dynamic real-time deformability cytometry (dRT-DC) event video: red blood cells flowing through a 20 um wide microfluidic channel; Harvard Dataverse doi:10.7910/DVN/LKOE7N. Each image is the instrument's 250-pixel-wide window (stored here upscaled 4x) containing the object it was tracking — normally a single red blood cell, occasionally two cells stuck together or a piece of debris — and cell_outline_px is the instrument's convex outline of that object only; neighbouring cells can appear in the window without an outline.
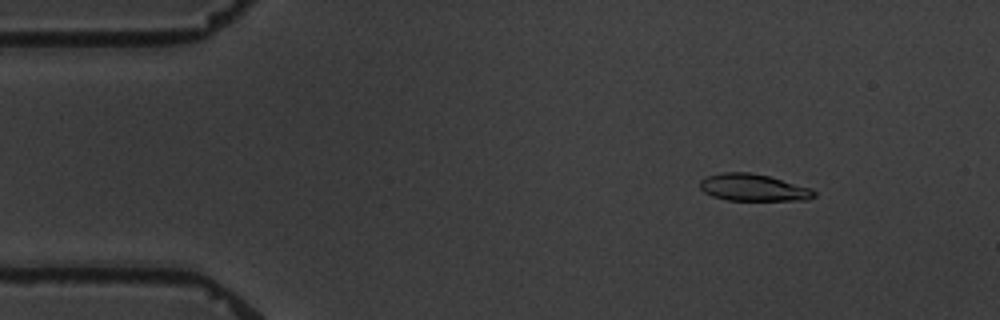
{"species": "common noctule bat (a hibernating species)", "species_latin": "Nyctalus noctula", "temperature_condition": "warm", "stored_images_in_passage": 5, "camera_frame_rate_fps": 3000, "um_per_image_px": 0.085, "animal": {"sex": "male", "body_mass_g": 19.5, "forearm_length_mm": 54.6}, "frame": {"image": 1, "passage_image": 2, "time_ms": 1.0, "image_size_px": [1000, 320], "cell_outline_px": [[816, 196], [808, 200], [728, 200], [712, 196], [704, 192], [700, 188], [700, 180], [708, 176], [724, 172], [748, 172], [768, 176], [812, 188], [816, 192]], "centroid_in_image_um": [64.05, 15.95], "position_along_channel_um": 20.9, "area_um2": 17.92}}
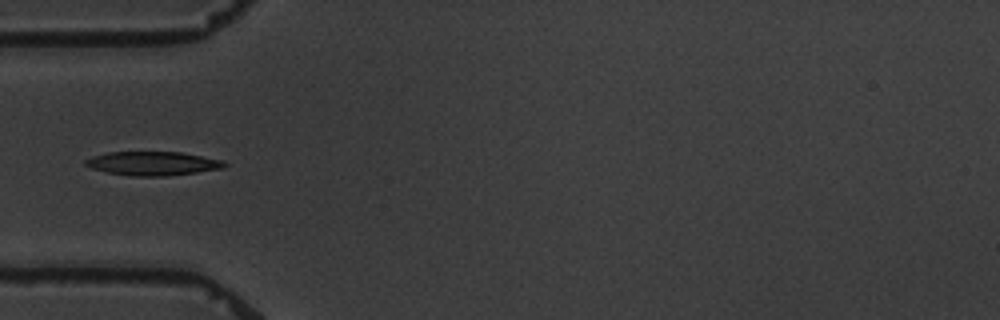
{"frame": {"image": 2, "passage_image": 5, "time_ms": 4.667, "image_size_px": [1000, 320], "cell_outline_px": [[228, 164], [224, 168], [196, 172], [164, 176], [132, 176], [108, 172], [92, 168], [84, 164], [84, 160], [92, 156], [108, 152], [180, 152], [224, 160]], "centroid_in_image_um": [13.0, 13.89], "position_along_channel_um": 72.0, "area_um2": 19.25}}